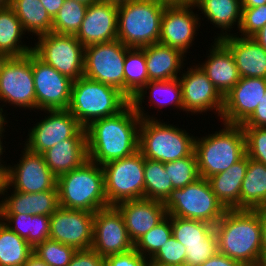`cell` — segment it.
I'll list each match as a JSON object with an SVG mask.
<instances>
[{
	"label": "cell",
	"instance_id": "36",
	"mask_svg": "<svg viewBox=\"0 0 266 266\" xmlns=\"http://www.w3.org/2000/svg\"><path fill=\"white\" fill-rule=\"evenodd\" d=\"M148 83L143 48H129L124 63V95L131 100Z\"/></svg>",
	"mask_w": 266,
	"mask_h": 266
},
{
	"label": "cell",
	"instance_id": "59",
	"mask_svg": "<svg viewBox=\"0 0 266 266\" xmlns=\"http://www.w3.org/2000/svg\"><path fill=\"white\" fill-rule=\"evenodd\" d=\"M100 1L107 2V3L113 4L115 6H120V5H123L125 3H129L133 0H100Z\"/></svg>",
	"mask_w": 266,
	"mask_h": 266
},
{
	"label": "cell",
	"instance_id": "47",
	"mask_svg": "<svg viewBox=\"0 0 266 266\" xmlns=\"http://www.w3.org/2000/svg\"><path fill=\"white\" fill-rule=\"evenodd\" d=\"M146 258L134 248L125 253L108 255L105 257V266H144Z\"/></svg>",
	"mask_w": 266,
	"mask_h": 266
},
{
	"label": "cell",
	"instance_id": "41",
	"mask_svg": "<svg viewBox=\"0 0 266 266\" xmlns=\"http://www.w3.org/2000/svg\"><path fill=\"white\" fill-rule=\"evenodd\" d=\"M164 166L172 182L173 189L184 188L200 178L195 152L176 161L165 162Z\"/></svg>",
	"mask_w": 266,
	"mask_h": 266
},
{
	"label": "cell",
	"instance_id": "54",
	"mask_svg": "<svg viewBox=\"0 0 266 266\" xmlns=\"http://www.w3.org/2000/svg\"><path fill=\"white\" fill-rule=\"evenodd\" d=\"M266 50V25L252 37Z\"/></svg>",
	"mask_w": 266,
	"mask_h": 266
},
{
	"label": "cell",
	"instance_id": "48",
	"mask_svg": "<svg viewBox=\"0 0 266 266\" xmlns=\"http://www.w3.org/2000/svg\"><path fill=\"white\" fill-rule=\"evenodd\" d=\"M68 266H105V257L100 256L92 248L77 250Z\"/></svg>",
	"mask_w": 266,
	"mask_h": 266
},
{
	"label": "cell",
	"instance_id": "53",
	"mask_svg": "<svg viewBox=\"0 0 266 266\" xmlns=\"http://www.w3.org/2000/svg\"><path fill=\"white\" fill-rule=\"evenodd\" d=\"M22 266H49L43 260H41L35 253H32L27 261Z\"/></svg>",
	"mask_w": 266,
	"mask_h": 266
},
{
	"label": "cell",
	"instance_id": "8",
	"mask_svg": "<svg viewBox=\"0 0 266 266\" xmlns=\"http://www.w3.org/2000/svg\"><path fill=\"white\" fill-rule=\"evenodd\" d=\"M167 215L215 225L227 211L212 191L208 179L198 178L184 188L174 189L164 202Z\"/></svg>",
	"mask_w": 266,
	"mask_h": 266
},
{
	"label": "cell",
	"instance_id": "56",
	"mask_svg": "<svg viewBox=\"0 0 266 266\" xmlns=\"http://www.w3.org/2000/svg\"><path fill=\"white\" fill-rule=\"evenodd\" d=\"M4 132H0V158L3 156V152H5V149H3V141H1V139H3V134ZM2 155V156H1ZM2 159H0V171H2L5 175H6V172H7V169H8V166L7 164L4 166L2 163L4 162H1Z\"/></svg>",
	"mask_w": 266,
	"mask_h": 266
},
{
	"label": "cell",
	"instance_id": "57",
	"mask_svg": "<svg viewBox=\"0 0 266 266\" xmlns=\"http://www.w3.org/2000/svg\"><path fill=\"white\" fill-rule=\"evenodd\" d=\"M3 112V108L0 106V132H5L4 126L8 123V121H6V115H4Z\"/></svg>",
	"mask_w": 266,
	"mask_h": 266
},
{
	"label": "cell",
	"instance_id": "1",
	"mask_svg": "<svg viewBox=\"0 0 266 266\" xmlns=\"http://www.w3.org/2000/svg\"><path fill=\"white\" fill-rule=\"evenodd\" d=\"M140 124L131 103L116 115L93 121L86 127L88 159L102 166L136 153Z\"/></svg>",
	"mask_w": 266,
	"mask_h": 266
},
{
	"label": "cell",
	"instance_id": "19",
	"mask_svg": "<svg viewBox=\"0 0 266 266\" xmlns=\"http://www.w3.org/2000/svg\"><path fill=\"white\" fill-rule=\"evenodd\" d=\"M190 67L179 76L183 111L196 114L215 110V114L221 117L223 97L199 65Z\"/></svg>",
	"mask_w": 266,
	"mask_h": 266
},
{
	"label": "cell",
	"instance_id": "37",
	"mask_svg": "<svg viewBox=\"0 0 266 266\" xmlns=\"http://www.w3.org/2000/svg\"><path fill=\"white\" fill-rule=\"evenodd\" d=\"M145 199L165 202L174 190L164 163L145 158Z\"/></svg>",
	"mask_w": 266,
	"mask_h": 266
},
{
	"label": "cell",
	"instance_id": "33",
	"mask_svg": "<svg viewBox=\"0 0 266 266\" xmlns=\"http://www.w3.org/2000/svg\"><path fill=\"white\" fill-rule=\"evenodd\" d=\"M21 21L11 6L0 9V52L10 57H22L33 51V47L23 45L25 35ZM21 38V39H20Z\"/></svg>",
	"mask_w": 266,
	"mask_h": 266
},
{
	"label": "cell",
	"instance_id": "61",
	"mask_svg": "<svg viewBox=\"0 0 266 266\" xmlns=\"http://www.w3.org/2000/svg\"><path fill=\"white\" fill-rule=\"evenodd\" d=\"M5 174L0 171V196L3 195V188L5 185Z\"/></svg>",
	"mask_w": 266,
	"mask_h": 266
},
{
	"label": "cell",
	"instance_id": "24",
	"mask_svg": "<svg viewBox=\"0 0 266 266\" xmlns=\"http://www.w3.org/2000/svg\"><path fill=\"white\" fill-rule=\"evenodd\" d=\"M221 41L231 51L241 78L266 79V50L257 41L233 33Z\"/></svg>",
	"mask_w": 266,
	"mask_h": 266
},
{
	"label": "cell",
	"instance_id": "60",
	"mask_svg": "<svg viewBox=\"0 0 266 266\" xmlns=\"http://www.w3.org/2000/svg\"><path fill=\"white\" fill-rule=\"evenodd\" d=\"M167 4H184V3H190L193 0H160Z\"/></svg>",
	"mask_w": 266,
	"mask_h": 266
},
{
	"label": "cell",
	"instance_id": "62",
	"mask_svg": "<svg viewBox=\"0 0 266 266\" xmlns=\"http://www.w3.org/2000/svg\"><path fill=\"white\" fill-rule=\"evenodd\" d=\"M144 266H169V265H163L155 261H152L150 259L149 260L147 259Z\"/></svg>",
	"mask_w": 266,
	"mask_h": 266
},
{
	"label": "cell",
	"instance_id": "55",
	"mask_svg": "<svg viewBox=\"0 0 266 266\" xmlns=\"http://www.w3.org/2000/svg\"><path fill=\"white\" fill-rule=\"evenodd\" d=\"M242 8H253L266 4V0H241Z\"/></svg>",
	"mask_w": 266,
	"mask_h": 266
},
{
	"label": "cell",
	"instance_id": "45",
	"mask_svg": "<svg viewBox=\"0 0 266 266\" xmlns=\"http://www.w3.org/2000/svg\"><path fill=\"white\" fill-rule=\"evenodd\" d=\"M185 258V246L172 236L150 260L163 265L182 266Z\"/></svg>",
	"mask_w": 266,
	"mask_h": 266
},
{
	"label": "cell",
	"instance_id": "14",
	"mask_svg": "<svg viewBox=\"0 0 266 266\" xmlns=\"http://www.w3.org/2000/svg\"><path fill=\"white\" fill-rule=\"evenodd\" d=\"M32 71L36 94V110L67 109L73 80L41 60L32 51Z\"/></svg>",
	"mask_w": 266,
	"mask_h": 266
},
{
	"label": "cell",
	"instance_id": "40",
	"mask_svg": "<svg viewBox=\"0 0 266 266\" xmlns=\"http://www.w3.org/2000/svg\"><path fill=\"white\" fill-rule=\"evenodd\" d=\"M172 236L171 216L167 215L134 243V249L146 259H151Z\"/></svg>",
	"mask_w": 266,
	"mask_h": 266
},
{
	"label": "cell",
	"instance_id": "27",
	"mask_svg": "<svg viewBox=\"0 0 266 266\" xmlns=\"http://www.w3.org/2000/svg\"><path fill=\"white\" fill-rule=\"evenodd\" d=\"M144 54L148 82L179 78L186 57L182 51L158 42L144 47Z\"/></svg>",
	"mask_w": 266,
	"mask_h": 266
},
{
	"label": "cell",
	"instance_id": "23",
	"mask_svg": "<svg viewBox=\"0 0 266 266\" xmlns=\"http://www.w3.org/2000/svg\"><path fill=\"white\" fill-rule=\"evenodd\" d=\"M209 51L207 60L199 66L224 98L241 77L231 51L221 40H214Z\"/></svg>",
	"mask_w": 266,
	"mask_h": 266
},
{
	"label": "cell",
	"instance_id": "4",
	"mask_svg": "<svg viewBox=\"0 0 266 266\" xmlns=\"http://www.w3.org/2000/svg\"><path fill=\"white\" fill-rule=\"evenodd\" d=\"M129 103L117 88L82 76L73 81L67 110L86 128L95 120L118 114Z\"/></svg>",
	"mask_w": 266,
	"mask_h": 266
},
{
	"label": "cell",
	"instance_id": "50",
	"mask_svg": "<svg viewBox=\"0 0 266 266\" xmlns=\"http://www.w3.org/2000/svg\"><path fill=\"white\" fill-rule=\"evenodd\" d=\"M200 266H244L242 263L233 260L226 255L217 252L215 255L207 259Z\"/></svg>",
	"mask_w": 266,
	"mask_h": 266
},
{
	"label": "cell",
	"instance_id": "29",
	"mask_svg": "<svg viewBox=\"0 0 266 266\" xmlns=\"http://www.w3.org/2000/svg\"><path fill=\"white\" fill-rule=\"evenodd\" d=\"M248 166V156L226 171L208 178L212 191L226 209H240V190Z\"/></svg>",
	"mask_w": 266,
	"mask_h": 266
},
{
	"label": "cell",
	"instance_id": "22",
	"mask_svg": "<svg viewBox=\"0 0 266 266\" xmlns=\"http://www.w3.org/2000/svg\"><path fill=\"white\" fill-rule=\"evenodd\" d=\"M115 207L121 213L129 238L133 243L167 216L163 202L145 198L126 200Z\"/></svg>",
	"mask_w": 266,
	"mask_h": 266
},
{
	"label": "cell",
	"instance_id": "15",
	"mask_svg": "<svg viewBox=\"0 0 266 266\" xmlns=\"http://www.w3.org/2000/svg\"><path fill=\"white\" fill-rule=\"evenodd\" d=\"M94 213L58 207L50 216L49 239L76 250L90 249L93 244Z\"/></svg>",
	"mask_w": 266,
	"mask_h": 266
},
{
	"label": "cell",
	"instance_id": "11",
	"mask_svg": "<svg viewBox=\"0 0 266 266\" xmlns=\"http://www.w3.org/2000/svg\"><path fill=\"white\" fill-rule=\"evenodd\" d=\"M126 47L118 39L84 47L83 76L117 88L124 94Z\"/></svg>",
	"mask_w": 266,
	"mask_h": 266
},
{
	"label": "cell",
	"instance_id": "10",
	"mask_svg": "<svg viewBox=\"0 0 266 266\" xmlns=\"http://www.w3.org/2000/svg\"><path fill=\"white\" fill-rule=\"evenodd\" d=\"M33 52L62 75L76 81L84 73V46L75 35L50 32L38 36Z\"/></svg>",
	"mask_w": 266,
	"mask_h": 266
},
{
	"label": "cell",
	"instance_id": "6",
	"mask_svg": "<svg viewBox=\"0 0 266 266\" xmlns=\"http://www.w3.org/2000/svg\"><path fill=\"white\" fill-rule=\"evenodd\" d=\"M167 5L160 0H133L118 6L117 39L129 48L158 43Z\"/></svg>",
	"mask_w": 266,
	"mask_h": 266
},
{
	"label": "cell",
	"instance_id": "20",
	"mask_svg": "<svg viewBox=\"0 0 266 266\" xmlns=\"http://www.w3.org/2000/svg\"><path fill=\"white\" fill-rule=\"evenodd\" d=\"M265 92V78H240L223 98L221 120L225 124L242 125L253 114Z\"/></svg>",
	"mask_w": 266,
	"mask_h": 266
},
{
	"label": "cell",
	"instance_id": "16",
	"mask_svg": "<svg viewBox=\"0 0 266 266\" xmlns=\"http://www.w3.org/2000/svg\"><path fill=\"white\" fill-rule=\"evenodd\" d=\"M193 9L195 6L192 2L168 4L161 18L158 42L187 53L201 26V19L197 13L194 14Z\"/></svg>",
	"mask_w": 266,
	"mask_h": 266
},
{
	"label": "cell",
	"instance_id": "49",
	"mask_svg": "<svg viewBox=\"0 0 266 266\" xmlns=\"http://www.w3.org/2000/svg\"><path fill=\"white\" fill-rule=\"evenodd\" d=\"M241 126L266 127V92L253 114Z\"/></svg>",
	"mask_w": 266,
	"mask_h": 266
},
{
	"label": "cell",
	"instance_id": "52",
	"mask_svg": "<svg viewBox=\"0 0 266 266\" xmlns=\"http://www.w3.org/2000/svg\"><path fill=\"white\" fill-rule=\"evenodd\" d=\"M260 217H261V245H262V257L266 256V210L264 208L260 209Z\"/></svg>",
	"mask_w": 266,
	"mask_h": 266
},
{
	"label": "cell",
	"instance_id": "58",
	"mask_svg": "<svg viewBox=\"0 0 266 266\" xmlns=\"http://www.w3.org/2000/svg\"><path fill=\"white\" fill-rule=\"evenodd\" d=\"M11 57L8 54L0 52V74L2 73L4 65Z\"/></svg>",
	"mask_w": 266,
	"mask_h": 266
},
{
	"label": "cell",
	"instance_id": "12",
	"mask_svg": "<svg viewBox=\"0 0 266 266\" xmlns=\"http://www.w3.org/2000/svg\"><path fill=\"white\" fill-rule=\"evenodd\" d=\"M0 101L25 110L36 109L32 51L22 57H11L4 65L0 74Z\"/></svg>",
	"mask_w": 266,
	"mask_h": 266
},
{
	"label": "cell",
	"instance_id": "65",
	"mask_svg": "<svg viewBox=\"0 0 266 266\" xmlns=\"http://www.w3.org/2000/svg\"><path fill=\"white\" fill-rule=\"evenodd\" d=\"M259 266H266V256H263L261 258V262H260Z\"/></svg>",
	"mask_w": 266,
	"mask_h": 266
},
{
	"label": "cell",
	"instance_id": "43",
	"mask_svg": "<svg viewBox=\"0 0 266 266\" xmlns=\"http://www.w3.org/2000/svg\"><path fill=\"white\" fill-rule=\"evenodd\" d=\"M246 140V155L266 165V127H242Z\"/></svg>",
	"mask_w": 266,
	"mask_h": 266
},
{
	"label": "cell",
	"instance_id": "32",
	"mask_svg": "<svg viewBox=\"0 0 266 266\" xmlns=\"http://www.w3.org/2000/svg\"><path fill=\"white\" fill-rule=\"evenodd\" d=\"M0 220L21 238L25 239L33 248L38 243L49 239L50 216L0 214Z\"/></svg>",
	"mask_w": 266,
	"mask_h": 266
},
{
	"label": "cell",
	"instance_id": "30",
	"mask_svg": "<svg viewBox=\"0 0 266 266\" xmlns=\"http://www.w3.org/2000/svg\"><path fill=\"white\" fill-rule=\"evenodd\" d=\"M192 3L195 8L201 10L212 25L215 24V27L222 28V33L220 32L215 40L231 35L226 31L230 32L228 29H232L234 24H237L239 30L242 19L241 0H193Z\"/></svg>",
	"mask_w": 266,
	"mask_h": 266
},
{
	"label": "cell",
	"instance_id": "26",
	"mask_svg": "<svg viewBox=\"0 0 266 266\" xmlns=\"http://www.w3.org/2000/svg\"><path fill=\"white\" fill-rule=\"evenodd\" d=\"M11 196L0 201V214L51 216L59 207L58 190L24 193L12 190Z\"/></svg>",
	"mask_w": 266,
	"mask_h": 266
},
{
	"label": "cell",
	"instance_id": "13",
	"mask_svg": "<svg viewBox=\"0 0 266 266\" xmlns=\"http://www.w3.org/2000/svg\"><path fill=\"white\" fill-rule=\"evenodd\" d=\"M19 164L9 166L5 175L3 196L8 189L24 193H38L57 189V177L52 173L42 154L29 151L24 146ZM7 190V191H6Z\"/></svg>",
	"mask_w": 266,
	"mask_h": 266
},
{
	"label": "cell",
	"instance_id": "64",
	"mask_svg": "<svg viewBox=\"0 0 266 266\" xmlns=\"http://www.w3.org/2000/svg\"><path fill=\"white\" fill-rule=\"evenodd\" d=\"M73 1H77V2H80V3H83L87 6H89L90 4L96 2L97 0H73Z\"/></svg>",
	"mask_w": 266,
	"mask_h": 266
},
{
	"label": "cell",
	"instance_id": "44",
	"mask_svg": "<svg viewBox=\"0 0 266 266\" xmlns=\"http://www.w3.org/2000/svg\"><path fill=\"white\" fill-rule=\"evenodd\" d=\"M266 25V4L253 8H242L239 28L240 36L253 37Z\"/></svg>",
	"mask_w": 266,
	"mask_h": 266
},
{
	"label": "cell",
	"instance_id": "35",
	"mask_svg": "<svg viewBox=\"0 0 266 266\" xmlns=\"http://www.w3.org/2000/svg\"><path fill=\"white\" fill-rule=\"evenodd\" d=\"M33 247L0 220V266H22Z\"/></svg>",
	"mask_w": 266,
	"mask_h": 266
},
{
	"label": "cell",
	"instance_id": "18",
	"mask_svg": "<svg viewBox=\"0 0 266 266\" xmlns=\"http://www.w3.org/2000/svg\"><path fill=\"white\" fill-rule=\"evenodd\" d=\"M48 115L28 131L24 146L34 153L43 154L62 140L72 138L82 126L67 109L43 110ZM50 113V114H49Z\"/></svg>",
	"mask_w": 266,
	"mask_h": 266
},
{
	"label": "cell",
	"instance_id": "2",
	"mask_svg": "<svg viewBox=\"0 0 266 266\" xmlns=\"http://www.w3.org/2000/svg\"><path fill=\"white\" fill-rule=\"evenodd\" d=\"M214 229L218 252L244 266H259L262 258L260 209H227Z\"/></svg>",
	"mask_w": 266,
	"mask_h": 266
},
{
	"label": "cell",
	"instance_id": "51",
	"mask_svg": "<svg viewBox=\"0 0 266 266\" xmlns=\"http://www.w3.org/2000/svg\"><path fill=\"white\" fill-rule=\"evenodd\" d=\"M52 19L57 15L58 11L65 0H39Z\"/></svg>",
	"mask_w": 266,
	"mask_h": 266
},
{
	"label": "cell",
	"instance_id": "34",
	"mask_svg": "<svg viewBox=\"0 0 266 266\" xmlns=\"http://www.w3.org/2000/svg\"><path fill=\"white\" fill-rule=\"evenodd\" d=\"M25 32L37 37L52 32L53 19L39 0H11Z\"/></svg>",
	"mask_w": 266,
	"mask_h": 266
},
{
	"label": "cell",
	"instance_id": "5",
	"mask_svg": "<svg viewBox=\"0 0 266 266\" xmlns=\"http://www.w3.org/2000/svg\"><path fill=\"white\" fill-rule=\"evenodd\" d=\"M225 128L196 137L194 152L200 177L208 179L212 175L226 171L246 155V140L241 125L222 123Z\"/></svg>",
	"mask_w": 266,
	"mask_h": 266
},
{
	"label": "cell",
	"instance_id": "31",
	"mask_svg": "<svg viewBox=\"0 0 266 266\" xmlns=\"http://www.w3.org/2000/svg\"><path fill=\"white\" fill-rule=\"evenodd\" d=\"M266 205V165L248 158L240 190V209L258 210Z\"/></svg>",
	"mask_w": 266,
	"mask_h": 266
},
{
	"label": "cell",
	"instance_id": "9",
	"mask_svg": "<svg viewBox=\"0 0 266 266\" xmlns=\"http://www.w3.org/2000/svg\"><path fill=\"white\" fill-rule=\"evenodd\" d=\"M144 164L145 158L138 150L131 156L102 165L109 206L145 198Z\"/></svg>",
	"mask_w": 266,
	"mask_h": 266
},
{
	"label": "cell",
	"instance_id": "39",
	"mask_svg": "<svg viewBox=\"0 0 266 266\" xmlns=\"http://www.w3.org/2000/svg\"><path fill=\"white\" fill-rule=\"evenodd\" d=\"M87 5L65 0L53 19L52 32L66 35H76L87 10Z\"/></svg>",
	"mask_w": 266,
	"mask_h": 266
},
{
	"label": "cell",
	"instance_id": "28",
	"mask_svg": "<svg viewBox=\"0 0 266 266\" xmlns=\"http://www.w3.org/2000/svg\"><path fill=\"white\" fill-rule=\"evenodd\" d=\"M149 90V102L163 108L167 105L175 106V109L183 110L182 89L179 78L172 80L149 81L131 100L130 103L135 108L141 119H154L144 112L142 102L145 100ZM173 104V105H172ZM142 106V107H141Z\"/></svg>",
	"mask_w": 266,
	"mask_h": 266
},
{
	"label": "cell",
	"instance_id": "63",
	"mask_svg": "<svg viewBox=\"0 0 266 266\" xmlns=\"http://www.w3.org/2000/svg\"><path fill=\"white\" fill-rule=\"evenodd\" d=\"M11 5V0H0V9Z\"/></svg>",
	"mask_w": 266,
	"mask_h": 266
},
{
	"label": "cell",
	"instance_id": "42",
	"mask_svg": "<svg viewBox=\"0 0 266 266\" xmlns=\"http://www.w3.org/2000/svg\"><path fill=\"white\" fill-rule=\"evenodd\" d=\"M77 250L69 245L47 239L33 248V253L49 266H68Z\"/></svg>",
	"mask_w": 266,
	"mask_h": 266
},
{
	"label": "cell",
	"instance_id": "46",
	"mask_svg": "<svg viewBox=\"0 0 266 266\" xmlns=\"http://www.w3.org/2000/svg\"><path fill=\"white\" fill-rule=\"evenodd\" d=\"M218 252L217 235L214 233L205 244L186 245L185 264L200 266Z\"/></svg>",
	"mask_w": 266,
	"mask_h": 266
},
{
	"label": "cell",
	"instance_id": "21",
	"mask_svg": "<svg viewBox=\"0 0 266 266\" xmlns=\"http://www.w3.org/2000/svg\"><path fill=\"white\" fill-rule=\"evenodd\" d=\"M118 6L97 0L87 7L75 37L84 47L117 39Z\"/></svg>",
	"mask_w": 266,
	"mask_h": 266
},
{
	"label": "cell",
	"instance_id": "3",
	"mask_svg": "<svg viewBox=\"0 0 266 266\" xmlns=\"http://www.w3.org/2000/svg\"><path fill=\"white\" fill-rule=\"evenodd\" d=\"M56 186L60 207L95 213L109 206L103 168L89 159L80 167L58 176Z\"/></svg>",
	"mask_w": 266,
	"mask_h": 266
},
{
	"label": "cell",
	"instance_id": "38",
	"mask_svg": "<svg viewBox=\"0 0 266 266\" xmlns=\"http://www.w3.org/2000/svg\"><path fill=\"white\" fill-rule=\"evenodd\" d=\"M172 235L182 245L205 244L214 233V225L203 221L171 217Z\"/></svg>",
	"mask_w": 266,
	"mask_h": 266
},
{
	"label": "cell",
	"instance_id": "17",
	"mask_svg": "<svg viewBox=\"0 0 266 266\" xmlns=\"http://www.w3.org/2000/svg\"><path fill=\"white\" fill-rule=\"evenodd\" d=\"M91 248L103 257L125 253L134 248L124 219L115 206H108L94 213Z\"/></svg>",
	"mask_w": 266,
	"mask_h": 266
},
{
	"label": "cell",
	"instance_id": "25",
	"mask_svg": "<svg viewBox=\"0 0 266 266\" xmlns=\"http://www.w3.org/2000/svg\"><path fill=\"white\" fill-rule=\"evenodd\" d=\"M42 155L56 177L80 167L88 160L86 128L82 127L72 138L62 140Z\"/></svg>",
	"mask_w": 266,
	"mask_h": 266
},
{
	"label": "cell",
	"instance_id": "7",
	"mask_svg": "<svg viewBox=\"0 0 266 266\" xmlns=\"http://www.w3.org/2000/svg\"><path fill=\"white\" fill-rule=\"evenodd\" d=\"M155 118L141 119L139 151L144 158L165 163L190 156L194 152L195 136H191L185 129Z\"/></svg>",
	"mask_w": 266,
	"mask_h": 266
}]
</instances>
